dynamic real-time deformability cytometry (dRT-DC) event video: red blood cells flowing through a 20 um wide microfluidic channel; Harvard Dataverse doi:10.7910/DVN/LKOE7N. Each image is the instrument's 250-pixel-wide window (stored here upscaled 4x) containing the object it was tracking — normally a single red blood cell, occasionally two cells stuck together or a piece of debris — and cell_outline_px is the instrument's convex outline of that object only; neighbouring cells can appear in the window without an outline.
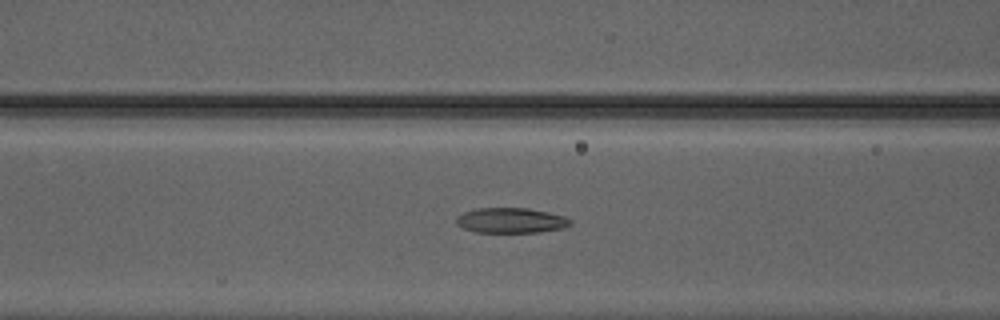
{"species": "Egyptian fruit bat (a non-hibernating species)", "species_latin": "Rousettus aegyptiacus", "temperature_condition": "warm", "stored_images_in_passage": 49, "camera_frame_rate_fps": 3000, "um_per_image_px": 0.085, "animal": {"sex": "male"}, "frame": {"image": 1, "passage_image": 21, "time_ms": 6.667, "image_size_px": [1000, 320], "cell_outline_px": [[572, 224], [564, 228], [536, 232], [476, 232], [464, 228], [456, 224], [456, 216], [464, 212], [476, 208], [528, 208], [548, 212], [564, 216], [572, 220]], "centroid_in_image_um": [43.43, 18.73], "position_along_channel_um": 123.2, "area_um2": 16.76}}
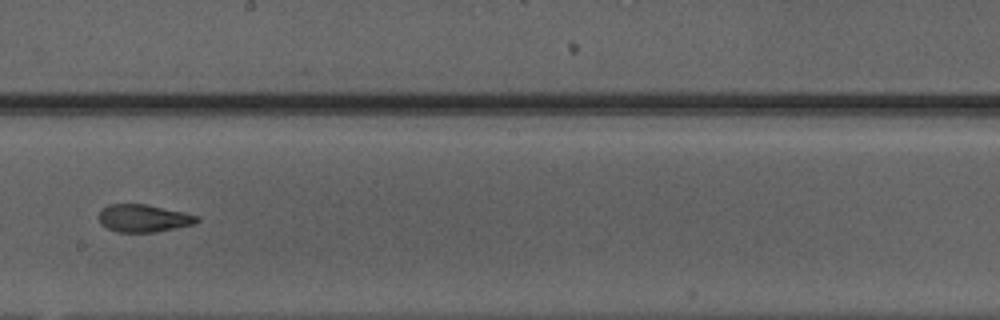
{"frame": {"image": 2, "passage_image": 29, "time_ms": 9.333, "image_size_px": [1000, 320], "cell_outline_px": [[200, 220], [196, 224], [156, 232], [116, 232], [100, 224], [96, 216], [100, 208], [108, 204], [144, 204], [184, 212], [200, 216]], "centroid_in_image_um": [12.17, 18.55], "position_along_channel_um": 236.0, "area_um2": 16.13}}
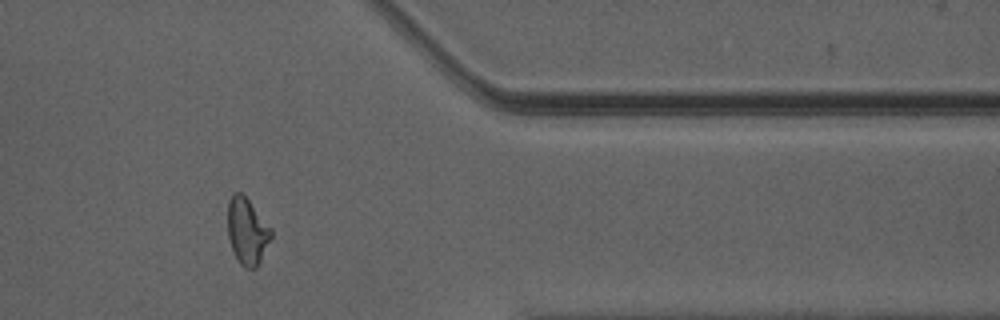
{"frame": {"image": 3, "passage_image": 41, "time_ms": 13.333, "image_size_px": [1000, 320], "cell_outline_px": [[272, 236], [256, 268], [244, 268], [236, 260], [232, 252], [228, 236], [228, 200], [232, 192], [240, 192], [248, 200], [272, 228]], "centroid_in_image_um": [20.98, 19.66], "position_along_channel_um": 390.4, "area_um2": 16.88}, "authors_computed_cell_mechanics": {"area_um2": 16.9932, "velocity_mm_per_s": 4.2432, "shape_relaxation_time_tau1_ms": null, "shape_relaxation_time_tau2_ms": 1.9318, "deformation_change_tau1": null, "deformation_change_tau2": 0.1026}}